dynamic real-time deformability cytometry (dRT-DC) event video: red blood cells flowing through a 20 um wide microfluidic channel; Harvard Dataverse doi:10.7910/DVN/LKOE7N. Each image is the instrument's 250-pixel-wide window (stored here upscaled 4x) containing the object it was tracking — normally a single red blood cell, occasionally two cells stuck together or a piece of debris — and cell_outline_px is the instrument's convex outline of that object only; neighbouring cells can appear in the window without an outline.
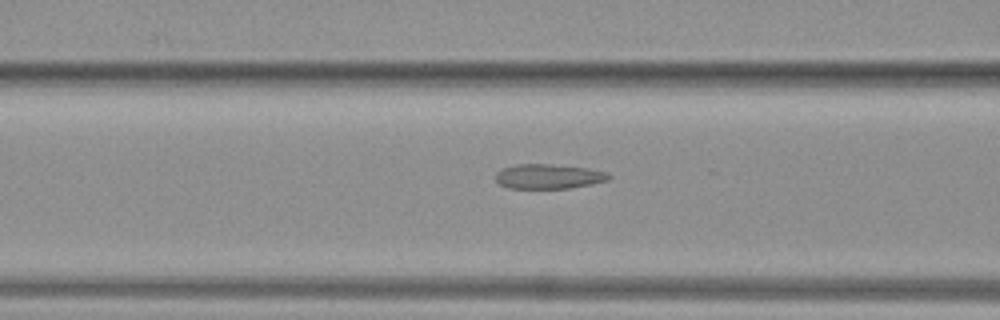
{"species": "common noctule bat (a hibernating species)", "species_latin": "Nyctalus noctula", "temperature_condition": "warm", "stored_images_in_passage": 11, "camera_frame_rate_fps": 3000, "um_per_image_px": 0.085, "animal": {"sex": "female", "body_mass_g": 19.3, "forearm_length_mm": 54.1}, "frame": {"image": 1, "passage_image": 10, "time_ms": 3.0, "image_size_px": [1000, 320], "cell_outline_px": [[612, 176], [608, 180], [592, 184], [568, 188], [508, 188], [500, 184], [496, 180], [496, 172], [500, 168], [516, 164], [548, 164], [588, 168], [608, 172]], "centroid_in_image_um": [46.62, 14.99], "position_along_channel_um": 120.0, "area_um2": 16.36}}